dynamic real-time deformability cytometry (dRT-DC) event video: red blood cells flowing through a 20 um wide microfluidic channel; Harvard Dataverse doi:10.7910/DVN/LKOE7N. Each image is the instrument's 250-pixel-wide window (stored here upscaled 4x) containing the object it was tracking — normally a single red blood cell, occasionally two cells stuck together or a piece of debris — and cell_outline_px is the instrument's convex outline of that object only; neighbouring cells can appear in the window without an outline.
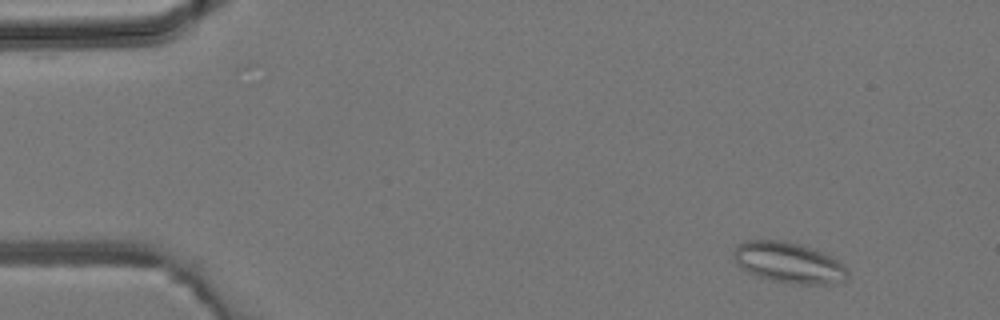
{"species": "common noctule bat (a hibernating species)", "species_latin": "Nyctalus noctula", "temperature_condition": "room temperature", "stored_images_in_passage": 22, "camera_frame_rate_fps": 3000, "um_per_image_px": 0.085, "animal": {"sex": "male", "body_mass_g": 19.2, "forearm_length_mm": 51.8}, "frame": {"image": 1, "passage_image": 4, "time_ms": 1.0, "image_size_px": [1000, 320], "cell_outline_px": [[848, 276], [844, 280], [836, 284], [796, 284], [772, 280], [756, 276], [740, 268], [736, 264], [732, 256], [732, 252], [736, 244], [744, 240], [784, 240], [804, 244], [816, 248], [832, 256], [844, 264], [848, 272]], "centroid_in_image_um": [67.03, 22.3], "position_along_channel_um": 18.0, "area_um2": 27.86}}
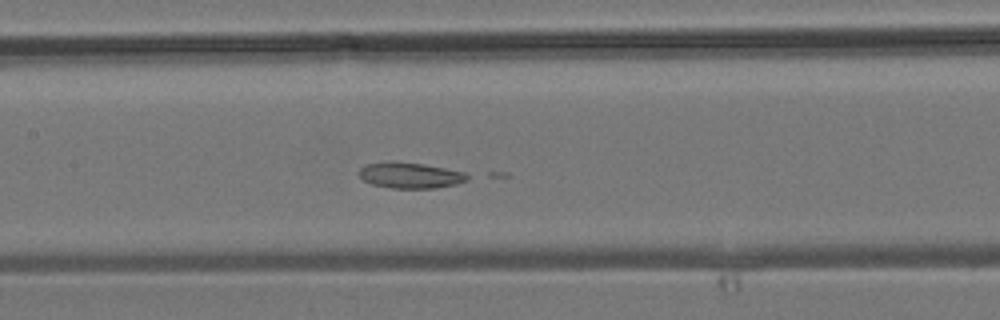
{"frame": {"image": 2, "passage_image": 21, "time_ms": 6.667, "image_size_px": [1000, 320], "cell_outline_px": [[472, 176], [468, 180], [456, 184], [436, 188], [392, 188], [372, 184], [364, 180], [360, 176], [360, 168], [364, 164], [424, 164], [464, 172]], "centroid_in_image_um": [34.96, 14.95], "position_along_channel_um": 172.4, "area_um2": 15.61}}